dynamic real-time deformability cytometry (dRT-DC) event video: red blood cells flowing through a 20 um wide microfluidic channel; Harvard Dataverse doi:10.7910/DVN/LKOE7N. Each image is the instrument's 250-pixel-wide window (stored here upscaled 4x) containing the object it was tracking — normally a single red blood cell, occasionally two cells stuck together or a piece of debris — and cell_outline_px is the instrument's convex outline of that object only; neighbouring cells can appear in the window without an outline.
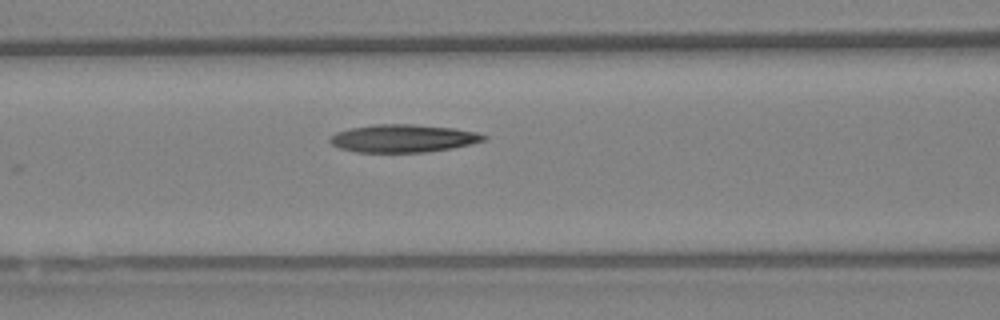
{"species": "Egyptian fruit bat (a non-hibernating species)", "species_latin": "Rousettus aegyptiacus", "temperature_condition": "warm", "stored_images_in_passage": 20, "camera_frame_rate_fps": 3000, "um_per_image_px": 0.085, "animal": {"sex": "female"}, "frame": {"image": 1, "passage_image": 6, "time_ms": 1.667, "image_size_px": [1000, 320], "cell_outline_px": [[488, 136], [484, 140], [452, 148], [424, 152], [356, 152], [340, 148], [332, 144], [328, 140], [336, 132], [348, 128], [376, 124], [412, 124], [456, 128], [476, 132]], "centroid_in_image_um": [34.24, 11.75], "position_along_channel_um": 132.4, "area_um2": 24.85}}
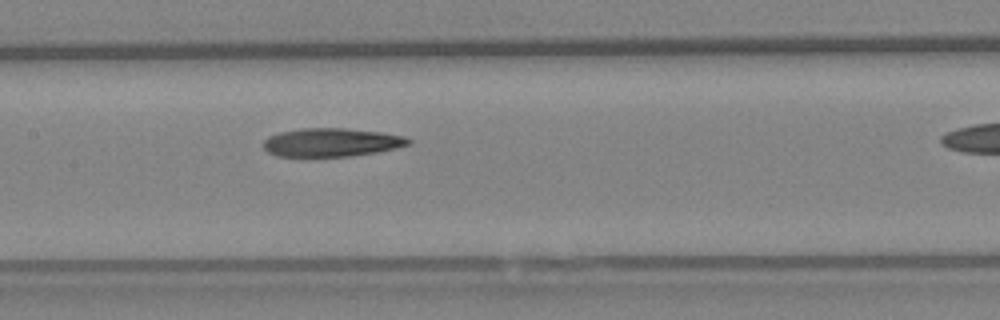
{"frame": {"image": 2, "passage_image": 9, "time_ms": 2.667, "image_size_px": [1000, 320], "cell_outline_px": [[412, 144], [396, 148], [376, 152], [348, 156], [276, 156], [268, 152], [264, 148], [264, 140], [268, 136], [280, 132], [304, 128], [344, 128], [380, 132], [404, 136], [412, 140]], "centroid_in_image_um": [28.19, 12.1], "position_along_channel_um": 179.2, "area_um2": 23.93}}